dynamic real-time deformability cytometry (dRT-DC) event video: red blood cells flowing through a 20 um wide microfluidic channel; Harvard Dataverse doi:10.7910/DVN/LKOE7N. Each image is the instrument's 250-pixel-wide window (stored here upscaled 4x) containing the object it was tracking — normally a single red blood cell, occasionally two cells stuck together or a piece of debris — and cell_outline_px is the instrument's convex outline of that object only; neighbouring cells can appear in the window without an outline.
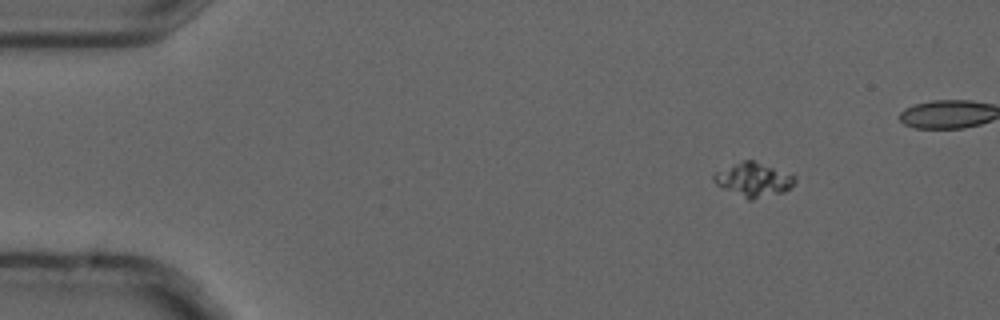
{"species": "common noctule bat (a hibernating species)", "species_latin": "Nyctalus noctula", "temperature_condition": "cold", "stored_images_in_passage": 9, "segment_of_instrument_passage": [1, 2], "camera_frame_rate_fps": 3000, "um_per_image_px": 0.085, "animal": {"sex": "male", "forearm_length_mm": 52.5}, "frame": {"image": 1, "passage_image": 1, "time_ms": 0.0, "image_size_px": [1000, 320], "cell_outline_px": [[796, 180], [784, 192], [752, 200], [748, 200], [716, 184], [712, 180], [712, 176], [716, 172], [744, 160], [752, 160], [796, 176]], "centroid_in_image_um": [64.04, 15.29], "position_along_channel_um": 21.0, "area_um2": 15.61}}
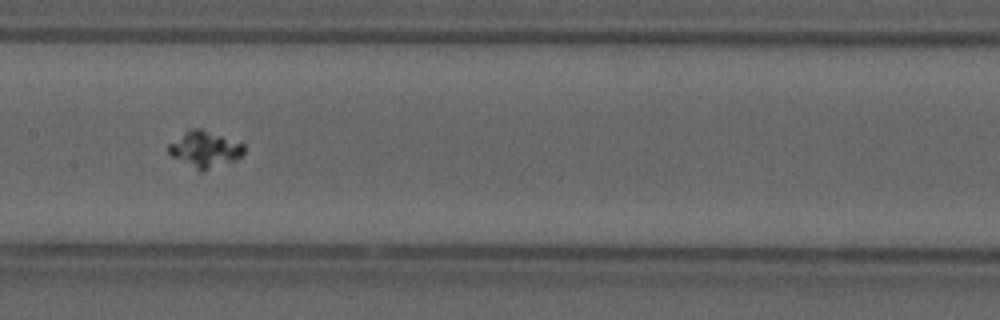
{"frame": {"image": 2, "passage_image": 7, "time_ms": 2.0, "image_size_px": [1000, 320], "cell_outline_px": [[244, 152], [236, 160], [204, 172], [200, 172], [172, 156], [168, 152], [168, 144], [188, 128], [200, 128], [244, 144]], "centroid_in_image_um": [17.39, 12.7], "position_along_channel_um": 190.0, "area_um2": 16.01}}
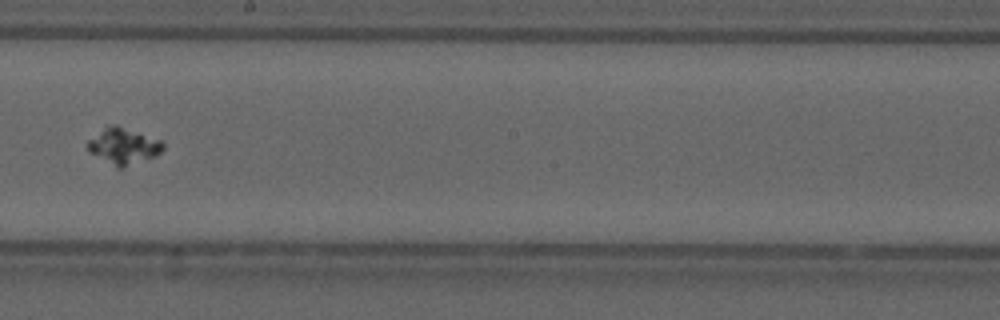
{"frame": {"image": 3, "passage_image": 8, "time_ms": 2.333, "image_size_px": [1000, 320], "cell_outline_px": [[164, 148], [156, 156], [124, 168], [116, 168], [88, 152], [88, 140], [104, 128], [116, 124], [160, 140], [164, 144]], "centroid_in_image_um": [10.49, 12.45], "position_along_channel_um": 237.7, "area_um2": 15.84}}